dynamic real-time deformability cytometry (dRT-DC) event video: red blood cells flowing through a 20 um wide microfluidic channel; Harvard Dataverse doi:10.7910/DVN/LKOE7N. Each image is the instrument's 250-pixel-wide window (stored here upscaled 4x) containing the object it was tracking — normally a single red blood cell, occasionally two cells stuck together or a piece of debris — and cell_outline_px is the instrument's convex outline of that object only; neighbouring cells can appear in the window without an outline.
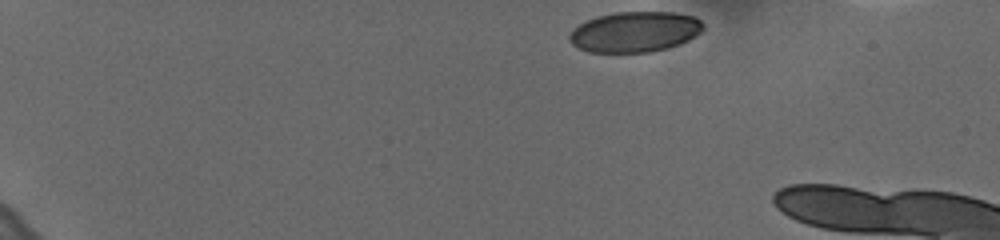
{"species": "human", "species_latin": "Homo sapiens", "temperature_condition": "cold", "stored_images_in_passage": 42, "camera_frame_rate_fps": 3000, "um_per_image_px": 0.085, "donor": {"sex": "female"}, "frame": {"image": 1, "passage_image": 1, "time_ms": 0.0, "image_size_px": [1000, 240], "cell_outline_px": [[704, 28], [700, 32], [688, 40], [680, 44], [668, 48], [648, 52], [588, 52], [572, 44], [568, 40], [568, 36], [572, 28], [584, 20], [596, 16], [616, 12], [672, 12], [696, 16], [704, 24]], "centroid_in_image_um": [53.93, 2.7], "position_along_channel_um": 31.1, "area_um2": 31.91}}
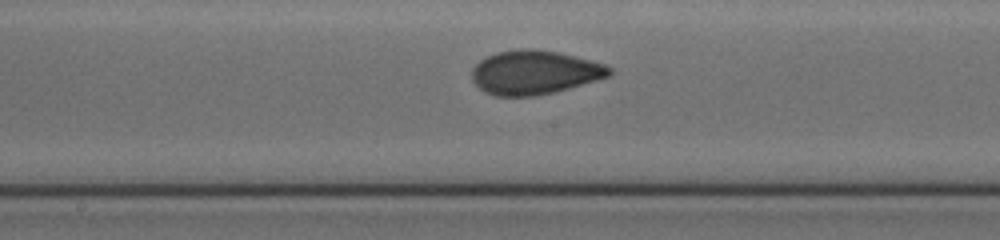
{"frame": {"image": 2, "passage_image": 24, "time_ms": 7.667, "image_size_px": [1000, 240], "cell_outline_px": [[612, 72], [608, 76], [596, 80], [568, 88], [536, 96], [496, 96], [484, 92], [472, 80], [472, 68], [480, 60], [496, 52], [524, 48], [532, 48], [556, 52], [608, 64], [612, 68]], "centroid_in_image_um": [45.42, 6.15], "position_along_channel_um": 202.8, "area_um2": 35.08}}
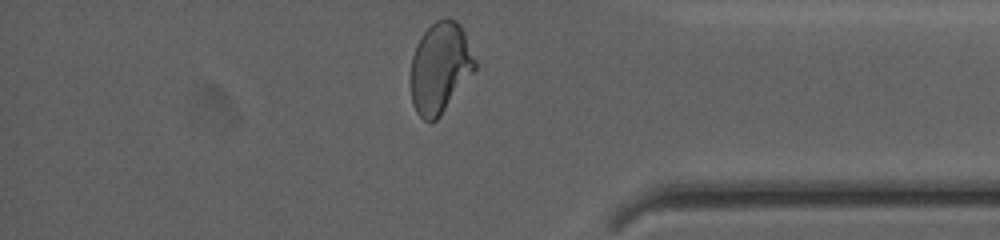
{"frame": {"image": 3, "passage_image": 41, "time_ms": 13.333, "image_size_px": [1000, 240], "cell_outline_px": [[476, 68], [440, 116], [436, 120], [424, 120], [416, 112], [412, 104], [408, 80], [412, 56], [416, 44], [420, 36], [436, 20], [448, 16], [456, 20], [460, 24], [464, 32], [476, 60]], "centroid_in_image_um": [37.36, 5.74], "position_along_channel_um": 397.8, "area_um2": 34.39}, "authors_computed_cell_mechanics": {"area_um2": 33.9286, "velocity_mm_per_s": 3.6365, "shape_relaxation_time_tau1_ms": null, "shape_relaxation_time_tau2_ms": 0.7489, "deformation_change_tau1": null, "deformation_change_tau2": 0.0468}}